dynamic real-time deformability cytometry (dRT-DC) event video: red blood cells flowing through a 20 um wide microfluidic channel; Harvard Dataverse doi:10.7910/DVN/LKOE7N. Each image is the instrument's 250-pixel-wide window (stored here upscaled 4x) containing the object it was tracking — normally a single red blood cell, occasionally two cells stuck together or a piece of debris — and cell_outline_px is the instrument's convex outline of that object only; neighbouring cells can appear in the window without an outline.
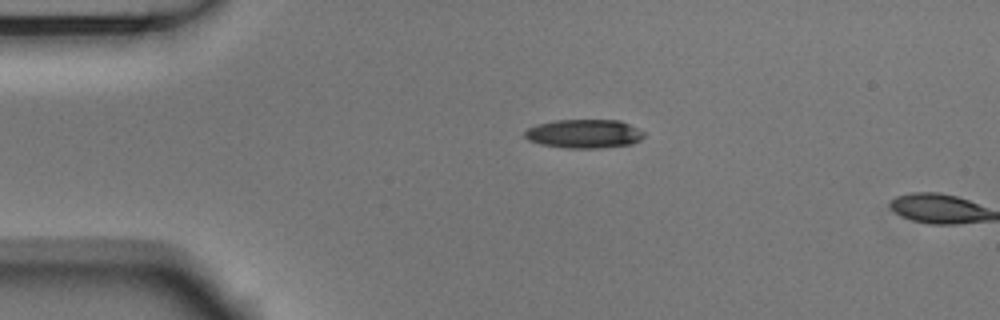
{"species": "Egyptian fruit bat (a non-hibernating species)", "species_latin": "Rousettus aegyptiacus", "temperature_condition": "room temperature", "stored_images_in_passage": 2, "camera_frame_rate_fps": 3000, "um_per_image_px": 0.085, "animal": {"sex": "male"}, "frame": {"image": 1, "passage_image": 1, "time_ms": 0.0, "image_size_px": [1000, 320], "cell_outline_px": [[644, 136], [640, 140], [632, 144], [600, 148], [564, 148], [540, 144], [528, 140], [524, 136], [524, 132], [528, 128], [536, 124], [556, 120], [620, 120], [644, 132]], "centroid_in_image_um": [49.62, 11.37], "position_along_channel_um": 35.4, "area_um2": 20.06}}